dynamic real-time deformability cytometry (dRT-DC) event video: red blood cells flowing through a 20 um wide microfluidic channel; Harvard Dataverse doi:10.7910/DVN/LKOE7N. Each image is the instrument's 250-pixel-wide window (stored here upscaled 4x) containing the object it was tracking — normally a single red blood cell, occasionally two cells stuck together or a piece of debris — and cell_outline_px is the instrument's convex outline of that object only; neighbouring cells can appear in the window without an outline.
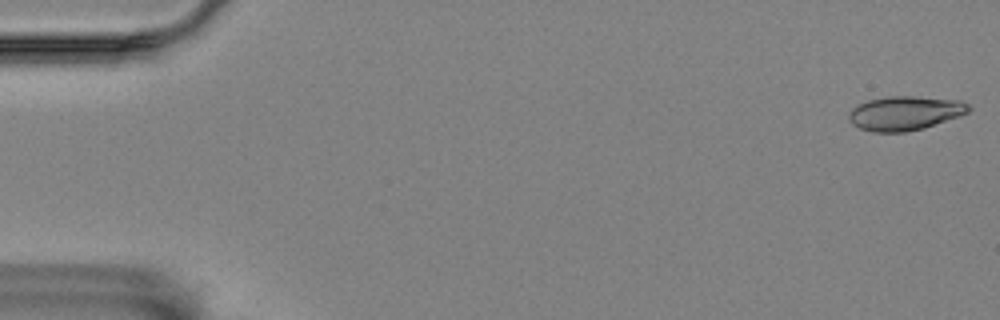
{"species": "Egyptian fruit bat (a non-hibernating species)", "species_latin": "Rousettus aegyptiacus", "temperature_condition": "room temperature", "stored_images_in_passage": 14, "camera_frame_rate_fps": 3000, "um_per_image_px": 0.085, "animal": {"sex": "female"}, "frame": {"image": 1, "passage_image": 1, "time_ms": 0.0, "image_size_px": [1000, 320], "cell_outline_px": [[972, 108], [968, 112], [960, 116], [924, 128], [904, 132], [872, 132], [860, 128], [852, 124], [848, 116], [848, 112], [852, 108], [868, 100], [888, 96], [912, 96], [960, 100], [968, 104]], "centroid_in_image_um": [76.93, 9.62], "position_along_channel_um": 8.1, "area_um2": 23.87}}